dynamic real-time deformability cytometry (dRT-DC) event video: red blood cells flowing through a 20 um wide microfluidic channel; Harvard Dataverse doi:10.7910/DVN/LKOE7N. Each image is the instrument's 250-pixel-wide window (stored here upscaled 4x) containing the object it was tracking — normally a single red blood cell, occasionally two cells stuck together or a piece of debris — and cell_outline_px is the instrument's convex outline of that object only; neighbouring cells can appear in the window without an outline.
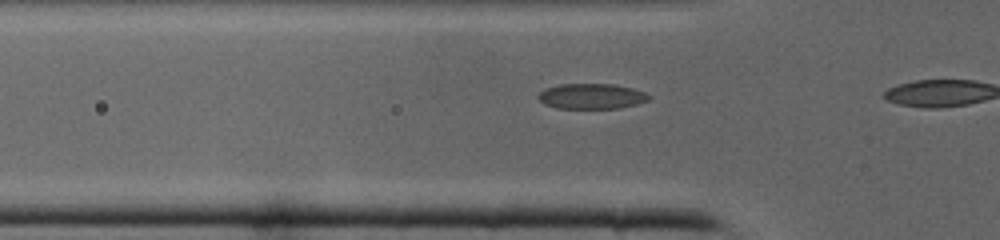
{"species": "common noctule bat (a hibernating species)", "species_latin": "Nyctalus noctula", "temperature_condition": "cold", "stored_images_in_passage": 7, "camera_frame_rate_fps": 3000, "um_per_image_px": 0.085, "animal": {"sex": "male", "body_mass_g": 19.0, "forearm_length_mm": 50.8}, "frame": {"image": 1, "passage_image": 5, "time_ms": 1.333, "image_size_px": [1000, 240], "cell_outline_px": [[652, 96], [648, 100], [636, 104], [616, 108], [556, 108], [544, 104], [536, 96], [544, 88], [560, 84], [612, 84], [632, 88], [644, 92]], "centroid_in_image_um": [50.25, 8.17], "position_along_channel_um": 75.6, "area_um2": 16.3}}